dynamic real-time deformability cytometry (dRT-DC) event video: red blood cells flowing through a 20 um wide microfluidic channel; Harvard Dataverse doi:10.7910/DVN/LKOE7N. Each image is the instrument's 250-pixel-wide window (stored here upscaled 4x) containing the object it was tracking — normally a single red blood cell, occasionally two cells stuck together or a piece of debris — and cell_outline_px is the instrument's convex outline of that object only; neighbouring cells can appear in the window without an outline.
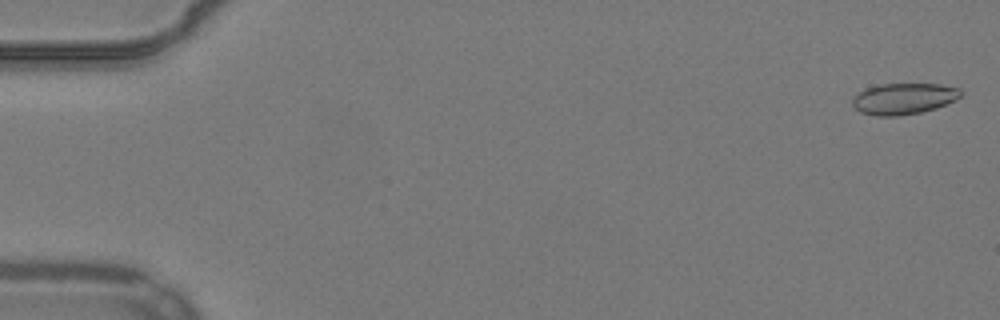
{"species": "common noctule bat (a hibernating species)", "species_latin": "Nyctalus noctula", "temperature_condition": "warm", "stored_images_in_passage": 9, "camera_frame_rate_fps": 3000, "um_per_image_px": 0.085, "animal": {"sex": "male", "body_mass_g": 19.2, "forearm_length_mm": 51.8}, "frame": {"image": 1, "passage_image": 2, "time_ms": 0.333, "image_size_px": [1000, 320], "cell_outline_px": [[964, 92], [956, 100], [936, 108], [920, 112], [896, 116], [876, 116], [860, 112], [852, 104], [852, 96], [864, 88], [880, 84], [940, 84], [960, 88]], "centroid_in_image_um": [76.8, 8.38], "position_along_channel_um": 8.2, "area_um2": 19.88}}